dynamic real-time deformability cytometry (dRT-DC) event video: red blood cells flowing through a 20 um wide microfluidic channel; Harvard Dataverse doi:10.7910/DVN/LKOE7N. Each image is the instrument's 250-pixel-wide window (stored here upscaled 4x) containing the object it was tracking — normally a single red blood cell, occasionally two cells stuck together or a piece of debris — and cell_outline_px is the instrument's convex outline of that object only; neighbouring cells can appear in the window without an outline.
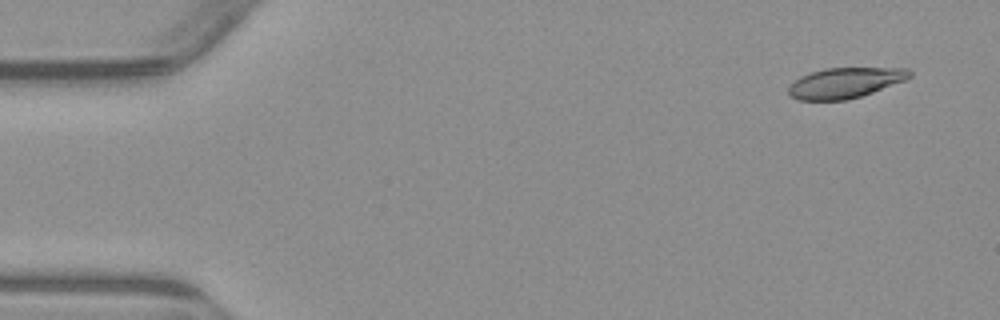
{"species": "common noctule bat (a hibernating species)", "species_latin": "Nyctalus noctula", "temperature_condition": "warm", "stored_images_in_passage": 5, "camera_frame_rate_fps": 3000, "um_per_image_px": 0.085, "animal": {"sex": "male", "body_mass_g": 23.1, "forearm_length_mm": 52.7}, "frame": {"image": 1, "passage_image": 1, "time_ms": 0.0, "image_size_px": [1000, 320], "cell_outline_px": [[912, 76], [904, 80], [872, 92], [848, 100], [796, 100], [788, 96], [788, 84], [800, 76], [824, 68], [908, 68], [912, 72]], "centroid_in_image_um": [71.77, 7.04], "position_along_channel_um": 13.2, "area_um2": 21.56}}
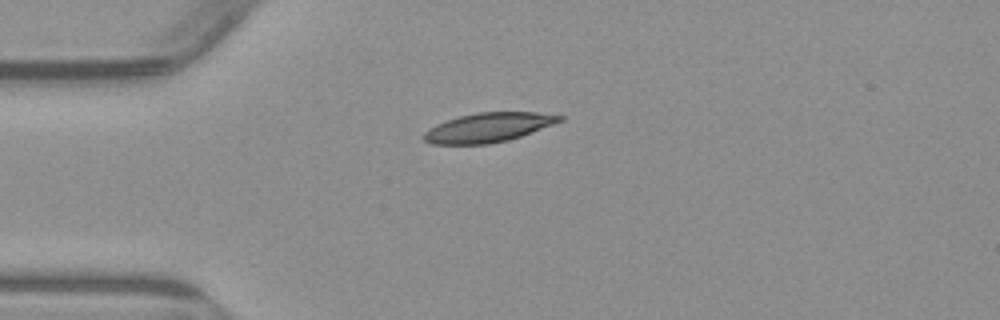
{"frame": {"image": 2, "passage_image": 4, "time_ms": 3.333, "image_size_px": [1000, 320], "cell_outline_px": [[564, 120], [520, 136], [508, 140], [488, 144], [432, 144], [424, 140], [420, 136], [428, 128], [436, 124], [460, 116], [476, 112], [536, 112], [564, 116]], "centroid_in_image_um": [41.47, 10.83], "position_along_channel_um": 43.5, "area_um2": 23.12}}
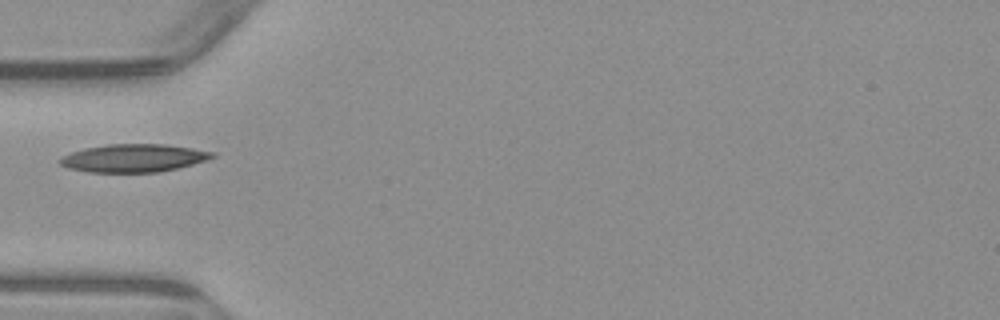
{"frame": {"image": 3, "passage_image": 5, "time_ms": 4.667, "image_size_px": [1000, 320], "cell_outline_px": [[216, 156], [208, 160], [160, 172], [88, 172], [68, 168], [60, 164], [56, 160], [72, 152], [84, 148], [108, 144], [164, 144], [192, 148], [216, 152]], "centroid_in_image_um": [11.37, 13.43], "position_along_channel_um": 73.6, "area_um2": 24.85}}